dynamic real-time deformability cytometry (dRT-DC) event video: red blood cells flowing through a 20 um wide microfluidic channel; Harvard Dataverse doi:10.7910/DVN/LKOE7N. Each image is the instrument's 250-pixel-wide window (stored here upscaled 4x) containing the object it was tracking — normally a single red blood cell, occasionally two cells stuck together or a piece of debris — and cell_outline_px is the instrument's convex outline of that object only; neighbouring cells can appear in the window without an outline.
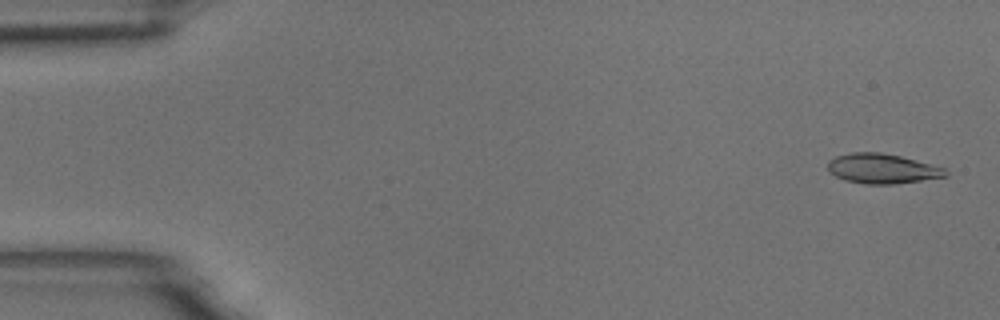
{"species": "common noctule bat (a hibernating species)", "species_latin": "Nyctalus noctula", "temperature_condition": "room temperature", "stored_images_in_passage": 56, "camera_frame_rate_fps": 3000, "um_per_image_px": 0.085, "animal": {"sex": "male", "body_mass_g": 18.8}, "frame": {"image": 1, "passage_image": 2, "time_ms": 0.333, "image_size_px": [1000, 320], "cell_outline_px": [[948, 176], [892, 184], [864, 184], [844, 180], [836, 176], [828, 168], [828, 160], [836, 156], [852, 152], [880, 152], [900, 156], [944, 168], [948, 172]], "centroid_in_image_um": [74.96, 14.33], "position_along_channel_um": 10.0, "area_um2": 20.23}}
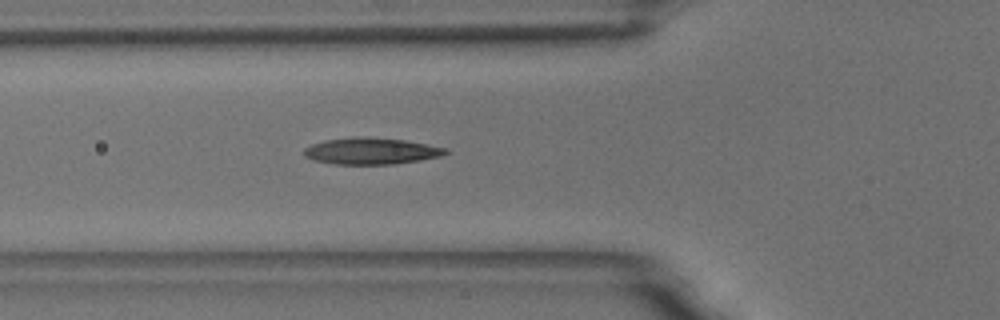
{"frame": {"image": 2, "passage_image": 20, "time_ms": 6.333, "image_size_px": [1000, 320], "cell_outline_px": [[448, 152], [440, 156], [420, 160], [392, 164], [336, 164], [312, 160], [304, 156], [304, 148], [312, 144], [324, 140], [356, 136], [368, 136], [404, 140], [448, 148]], "centroid_in_image_um": [31.52, 12.83], "position_along_channel_um": 94.3, "area_um2": 21.96}}
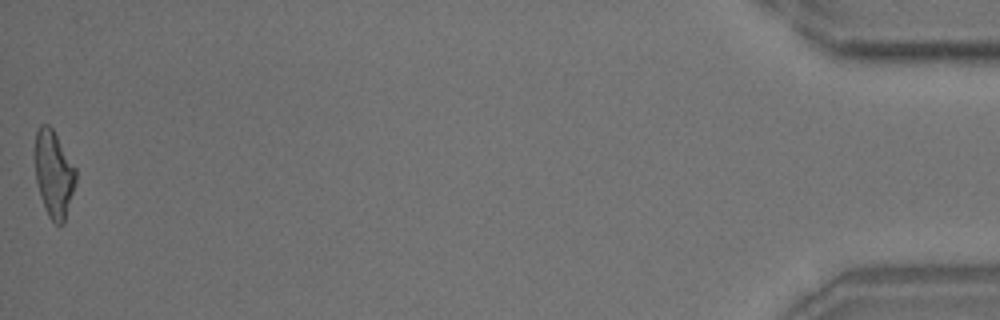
{"frame": {"image": 3, "passage_image": 56, "time_ms": 18.333, "image_size_px": [1000, 320], "cell_outline_px": [[76, 180], [64, 224], [56, 224], [48, 216], [40, 196], [36, 180], [32, 152], [36, 132], [40, 124], [48, 124], [52, 128], [76, 168]], "centroid_in_image_um": [4.53, 14.74], "position_along_channel_um": 430.7, "area_um2": 21.04}, "authors_computed_cell_mechanics": {"area_um2": 21.0103, "velocity_mm_per_s": 3.605, "shape_relaxation_time_tau1_ms": 5.1843, "shape_relaxation_time_tau2_ms": 1.98, "deformation_change_tau1": 0.1851, "deformation_change_tau2": 0.1146}}